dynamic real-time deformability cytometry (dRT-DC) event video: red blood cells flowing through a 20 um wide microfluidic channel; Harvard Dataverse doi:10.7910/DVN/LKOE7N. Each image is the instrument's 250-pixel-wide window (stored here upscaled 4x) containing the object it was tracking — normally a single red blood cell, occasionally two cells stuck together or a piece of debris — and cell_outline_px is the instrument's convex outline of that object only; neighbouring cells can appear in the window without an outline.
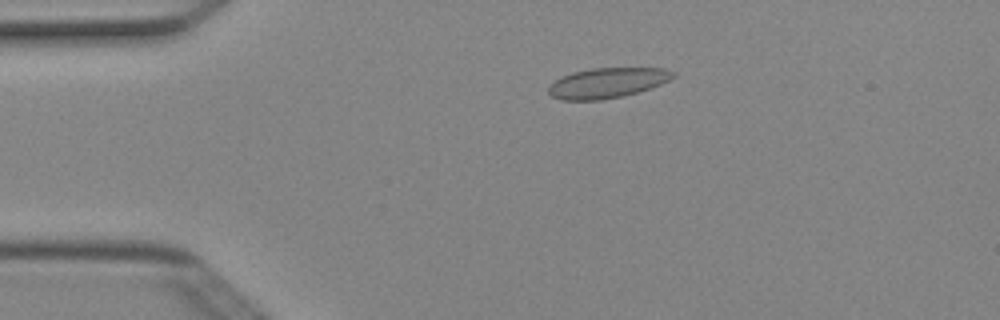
{"species": "Egyptian fruit bat (a non-hibernating species)", "species_latin": "Rousettus aegyptiacus", "temperature_condition": "cold", "stored_images_in_passage": 4, "camera_frame_rate_fps": 3000, "um_per_image_px": 0.085, "animal": {"sex": "female"}, "frame": {"image": 1, "passage_image": 3, "time_ms": 0.667, "image_size_px": [1000, 320], "cell_outline_px": [[676, 76], [660, 84], [636, 92], [620, 96], [600, 100], [560, 100], [552, 96], [548, 92], [548, 84], [560, 76], [572, 72], [592, 68], [664, 68], [676, 72]], "centroid_in_image_um": [51.56, 7.03], "position_along_channel_um": 33.4, "area_um2": 21.91}}